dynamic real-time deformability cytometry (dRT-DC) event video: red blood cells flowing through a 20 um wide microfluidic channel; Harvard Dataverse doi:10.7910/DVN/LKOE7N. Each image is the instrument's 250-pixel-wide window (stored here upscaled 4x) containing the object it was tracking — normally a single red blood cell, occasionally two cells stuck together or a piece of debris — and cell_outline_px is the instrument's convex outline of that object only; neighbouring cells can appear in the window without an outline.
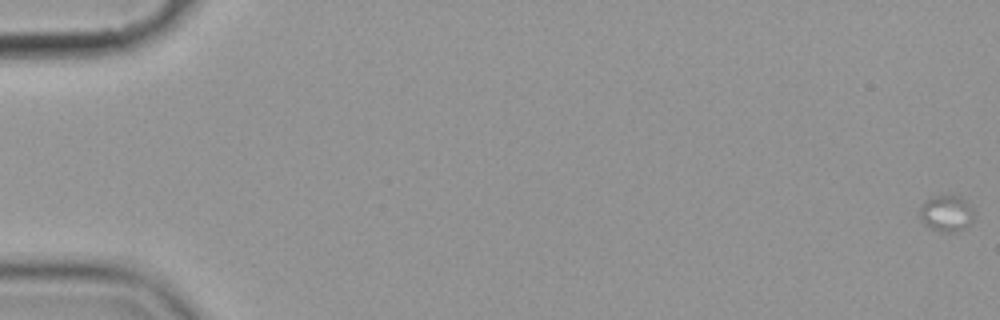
{"species": "common noctule bat (a hibernating species)", "species_latin": "Nyctalus noctula", "temperature_condition": "cold", "stored_images_in_passage": 4, "camera_frame_rate_fps": 3000, "um_per_image_px": 0.085, "animal": {"sex": "female", "body_mass_g": 19.9}, "frame": {"image": 1, "passage_image": 1, "time_ms": 0.0, "image_size_px": [1000, 320], "cell_outline_px": [[972, 220], [964, 228], [956, 232], [940, 232], [924, 224], [920, 216], [920, 208], [932, 196], [960, 196], [972, 208]], "centroid_in_image_um": [80.44, 18.15], "position_along_channel_um": 4.6, "area_um2": 11.1}}